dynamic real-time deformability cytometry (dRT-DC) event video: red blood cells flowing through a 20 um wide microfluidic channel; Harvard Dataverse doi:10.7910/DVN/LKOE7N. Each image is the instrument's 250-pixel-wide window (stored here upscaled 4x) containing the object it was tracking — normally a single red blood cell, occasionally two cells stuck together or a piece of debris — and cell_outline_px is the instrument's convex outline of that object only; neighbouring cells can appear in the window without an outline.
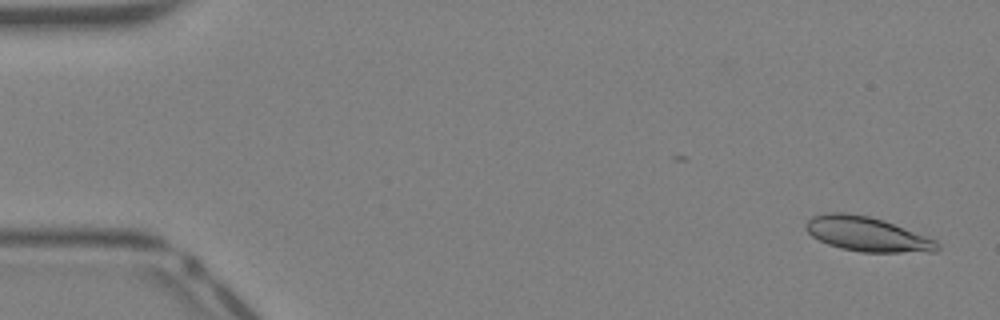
{"species": "Egyptian fruit bat (a non-hibernating species)", "species_latin": "Rousettus aegyptiacus", "temperature_condition": "warm", "stored_images_in_passage": 37, "camera_frame_rate_fps": 3000, "um_per_image_px": 0.085, "animal": {"sex": "female"}, "frame": {"image": 1, "passage_image": 2, "time_ms": 0.333, "image_size_px": [1000, 320], "cell_outline_px": [[940, 248], [936, 252], [860, 252], [840, 248], [828, 244], [812, 236], [808, 232], [804, 224], [812, 216], [828, 212], [844, 212], [868, 216], [884, 220], [936, 240], [940, 244]], "centroid_in_image_um": [73.71, 19.9], "position_along_channel_um": 11.3, "area_um2": 26.47}}
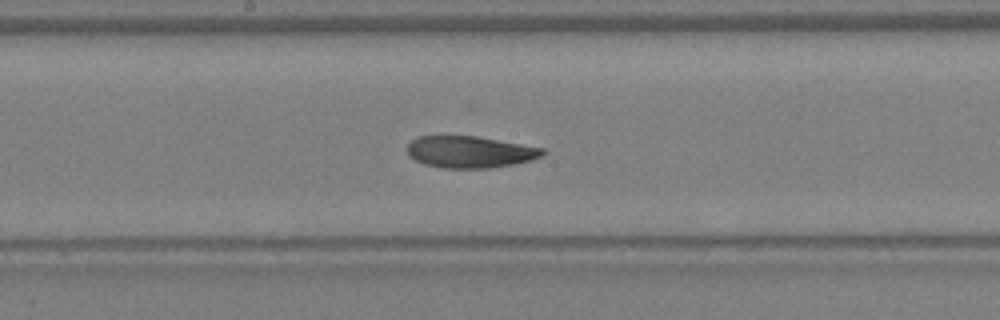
{"frame": {"image": 2, "passage_image": 22, "time_ms": 7.0, "image_size_px": [1000, 320], "cell_outline_px": [[548, 152], [544, 156], [532, 160], [512, 164], [488, 168], [444, 168], [424, 164], [408, 156], [408, 144], [416, 136], [476, 136], [544, 148]], "centroid_in_image_um": [39.97, 12.91], "position_along_channel_um": 208.2, "area_um2": 25.09}}
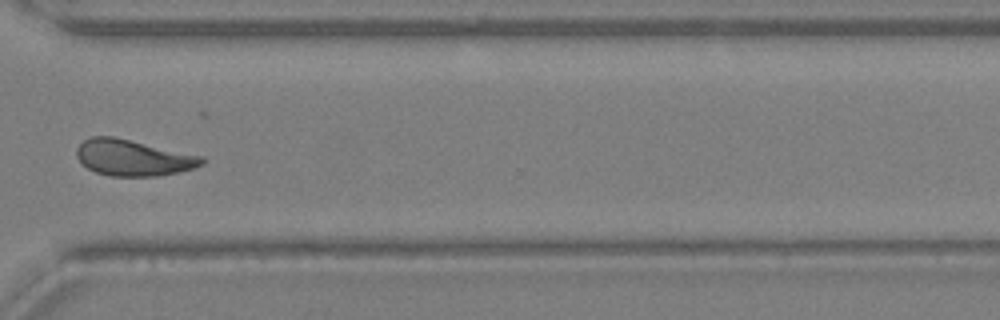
{"frame": {"image": 3, "passage_image": 31, "time_ms": 10.0, "image_size_px": [1000, 320], "cell_outline_px": [[204, 164], [180, 172], [160, 176], [108, 176], [96, 172], [88, 168], [76, 156], [76, 148], [84, 140], [92, 136], [112, 136], [204, 156]], "centroid_in_image_um": [11.33, 13.41], "position_along_channel_um": 359.3, "area_um2": 26.36}}